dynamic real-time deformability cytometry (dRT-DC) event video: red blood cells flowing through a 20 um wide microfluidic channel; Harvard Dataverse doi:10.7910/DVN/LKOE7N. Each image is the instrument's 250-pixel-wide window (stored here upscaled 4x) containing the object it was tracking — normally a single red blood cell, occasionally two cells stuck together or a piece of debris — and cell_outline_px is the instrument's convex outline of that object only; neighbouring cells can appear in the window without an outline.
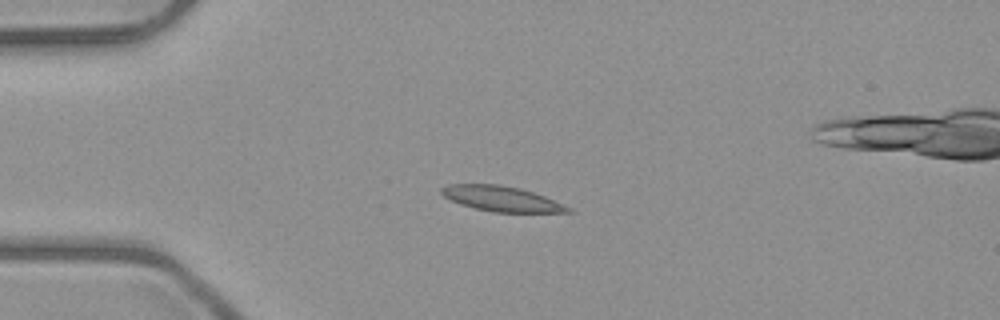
{"species": "common noctule bat (a hibernating species)", "species_latin": "Nyctalus noctula", "temperature_condition": "room temperature", "stored_images_in_passage": 5, "camera_frame_rate_fps": 3000, "um_per_image_px": 0.085, "animal": {"sex": "male", "body_mass_g": 23.1, "forearm_length_mm": 52.7}, "frame": {"image": 1, "passage_image": 3, "time_ms": 2.0, "image_size_px": [1000, 320], "cell_outline_px": [[572, 212], [492, 212], [460, 204], [444, 196], [440, 192], [440, 188], [448, 184], [500, 184], [520, 188], [544, 196], [572, 208]], "centroid_in_image_um": [42.61, 16.88], "position_along_channel_um": 42.4, "area_um2": 18.44}}
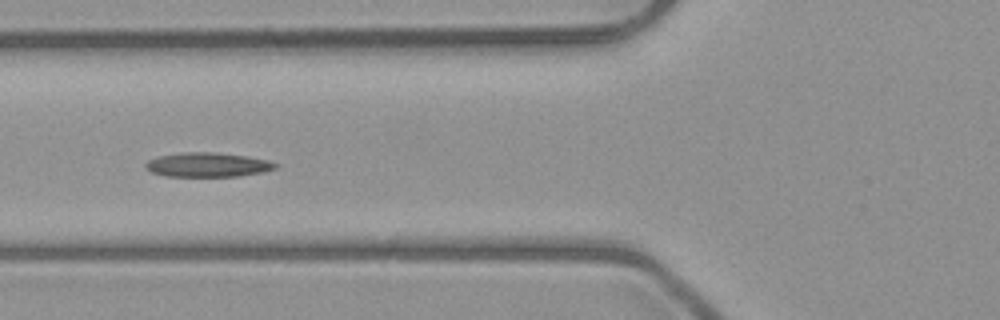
{"frame": {"image": 2, "passage_image": 5, "time_ms": 4.333, "image_size_px": [1000, 320], "cell_outline_px": [[280, 164], [276, 168], [264, 172], [240, 176], [164, 176], [152, 172], [144, 164], [148, 160], [156, 156], [184, 152], [212, 152], [248, 156], [268, 160]], "centroid_in_image_um": [17.68, 14.0], "position_along_channel_um": 108.1, "area_um2": 18.5}}